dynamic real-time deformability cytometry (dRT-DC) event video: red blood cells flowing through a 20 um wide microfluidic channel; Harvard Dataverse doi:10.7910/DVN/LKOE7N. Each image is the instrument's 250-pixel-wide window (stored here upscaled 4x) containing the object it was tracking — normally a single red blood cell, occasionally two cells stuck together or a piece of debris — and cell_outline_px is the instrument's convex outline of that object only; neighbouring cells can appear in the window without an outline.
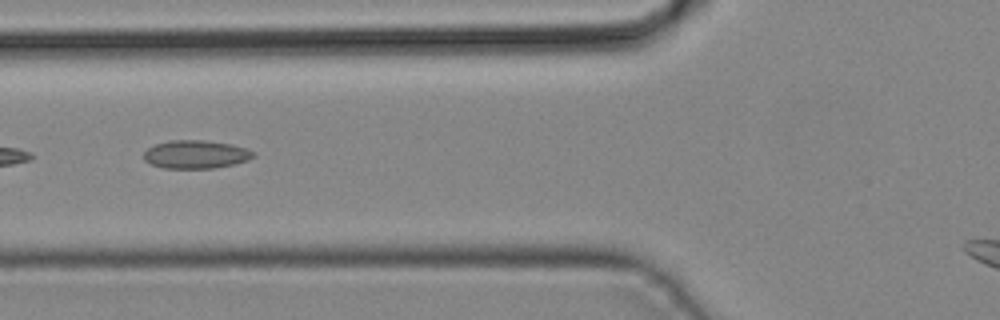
{"species": "common noctule bat (a hibernating species)", "species_latin": "Nyctalus noctula", "temperature_condition": "cold", "stored_images_in_passage": 13, "camera_frame_rate_fps": 3000, "um_per_image_px": 0.085, "animal": {"sex": "male", "body_mass_g": 19.2, "forearm_length_mm": 51.8}, "frame": {"image": 1, "passage_image": 11, "time_ms": 3.333, "image_size_px": [1000, 320], "cell_outline_px": [[256, 156], [248, 160], [236, 164], [212, 168], [164, 168], [152, 164], [144, 160], [144, 152], [148, 148], [156, 144], [168, 140], [204, 140], [232, 144], [256, 152]], "centroid_in_image_um": [16.67, 13.12], "position_along_channel_um": 109.1, "area_um2": 18.09}}